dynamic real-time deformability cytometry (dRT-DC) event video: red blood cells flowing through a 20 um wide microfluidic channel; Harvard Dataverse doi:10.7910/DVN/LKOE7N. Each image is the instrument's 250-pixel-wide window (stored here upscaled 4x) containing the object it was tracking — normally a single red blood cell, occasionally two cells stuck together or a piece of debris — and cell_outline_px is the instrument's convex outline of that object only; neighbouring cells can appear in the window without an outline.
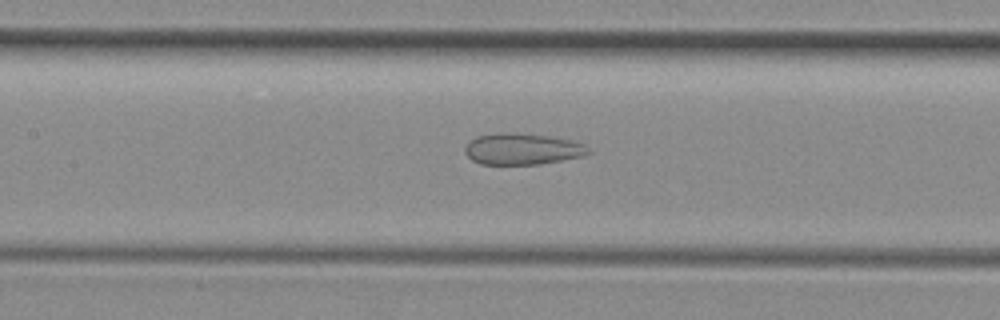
{"species": "common noctule bat (a hibernating species)", "species_latin": "Nyctalus noctula", "temperature_condition": "room temperature", "stored_images_in_passage": 37, "camera_frame_rate_fps": 3000, "um_per_image_px": 0.085, "animal": {"sex": "female", "body_mass_g": 29.2, "forearm_length_mm": 56.3}, "frame": {"image": 1, "passage_image": 11, "time_ms": 3.333, "image_size_px": [1000, 320], "cell_outline_px": [[592, 152], [584, 156], [540, 164], [480, 164], [472, 160], [464, 152], [464, 148], [468, 140], [476, 136], [548, 136], [572, 140], [584, 144]], "centroid_in_image_um": [44.43, 12.72], "position_along_channel_um": 163.0, "area_um2": 21.56}}
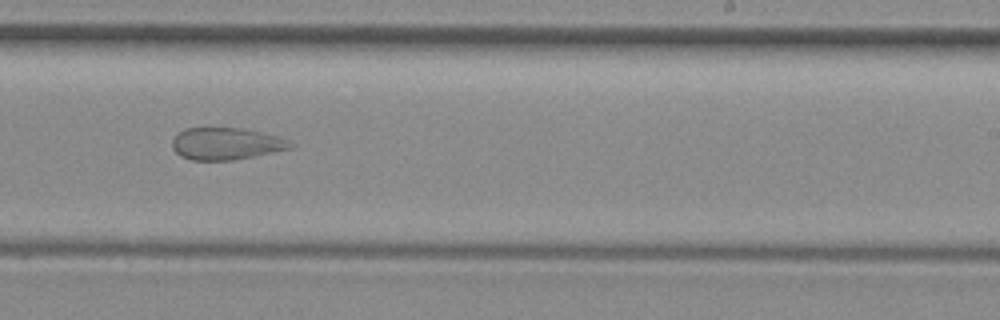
{"frame": {"image": 2, "passage_image": 19, "time_ms": 6.0, "image_size_px": [1000, 320], "cell_outline_px": [[292, 148], [232, 160], [192, 160], [180, 156], [172, 148], [172, 140], [184, 128], [244, 128], [276, 136], [288, 140], [292, 144]], "centroid_in_image_um": [19.18, 12.21], "position_along_channel_um": 269.8, "area_um2": 21.79}}
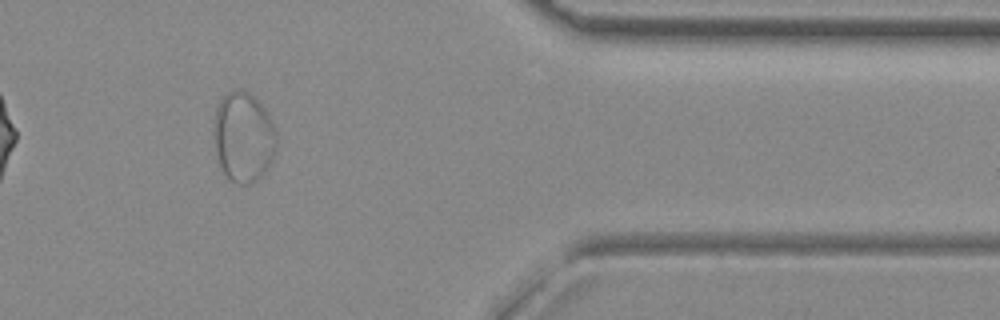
{"frame": {"image": 3, "passage_image": 30, "time_ms": 9.667, "image_size_px": [1000, 320], "cell_outline_px": [[276, 144], [272, 160], [268, 168], [256, 180], [248, 184], [236, 184], [228, 180], [224, 176], [220, 164], [216, 148], [212, 120], [216, 108], [220, 100], [228, 92], [236, 88], [244, 88], [264, 108], [272, 120], [276, 132]], "centroid_in_image_um": [20.68, 11.64], "position_along_channel_um": 390.7, "area_um2": 33.12}}